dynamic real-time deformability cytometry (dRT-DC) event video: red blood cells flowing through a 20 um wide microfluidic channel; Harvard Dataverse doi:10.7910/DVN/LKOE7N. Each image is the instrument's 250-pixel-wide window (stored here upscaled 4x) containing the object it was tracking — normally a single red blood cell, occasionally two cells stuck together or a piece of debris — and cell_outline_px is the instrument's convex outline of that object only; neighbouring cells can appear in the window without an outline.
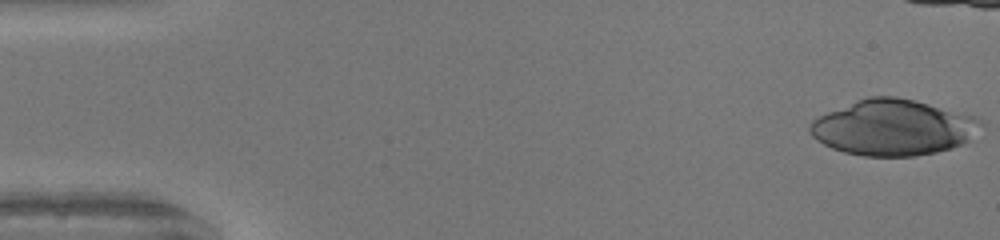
{"species": "human", "species_latin": "Homo sapiens", "temperature_condition": "warm", "stored_images_in_passage": 39, "camera_frame_rate_fps": 3000, "um_per_image_px": 0.085, "donor": {"sex": "female"}, "frame": {"image": 1, "passage_image": 1, "time_ms": 0.0, "image_size_px": [1000, 240], "cell_outline_px": [[984, 124], [964, 144], [952, 148], [936, 152], [916, 156], [864, 156], [844, 152], [832, 148], [816, 140], [812, 136], [808, 128], [812, 120], [828, 112], [856, 100], [868, 96], [896, 96], [976, 116], [984, 120]], "centroid_in_image_um": [75.93, 10.84], "position_along_channel_um": 9.1, "area_um2": 55.49}}
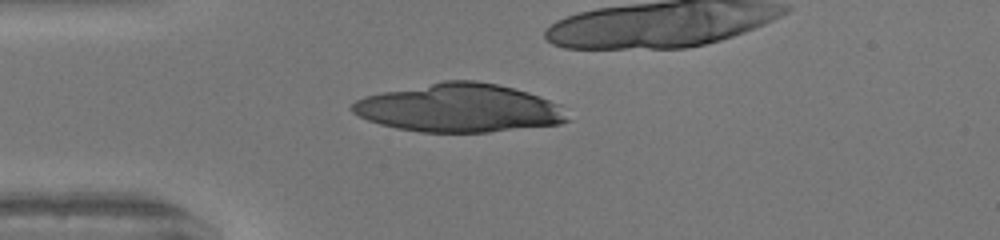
{"frame": {"image": 2, "passage_image": 13, "time_ms": 4.0, "image_size_px": [1000, 240], "cell_outline_px": [[572, 120], [560, 124], [488, 132], [420, 132], [396, 128], [380, 124], [368, 120], [352, 112], [348, 108], [356, 100], [364, 96], [444, 80], [476, 80], [496, 84], [528, 92], [560, 104]], "centroid_in_image_um": [39.05, 9.18], "position_along_channel_um": 46.0, "area_um2": 60.69}}